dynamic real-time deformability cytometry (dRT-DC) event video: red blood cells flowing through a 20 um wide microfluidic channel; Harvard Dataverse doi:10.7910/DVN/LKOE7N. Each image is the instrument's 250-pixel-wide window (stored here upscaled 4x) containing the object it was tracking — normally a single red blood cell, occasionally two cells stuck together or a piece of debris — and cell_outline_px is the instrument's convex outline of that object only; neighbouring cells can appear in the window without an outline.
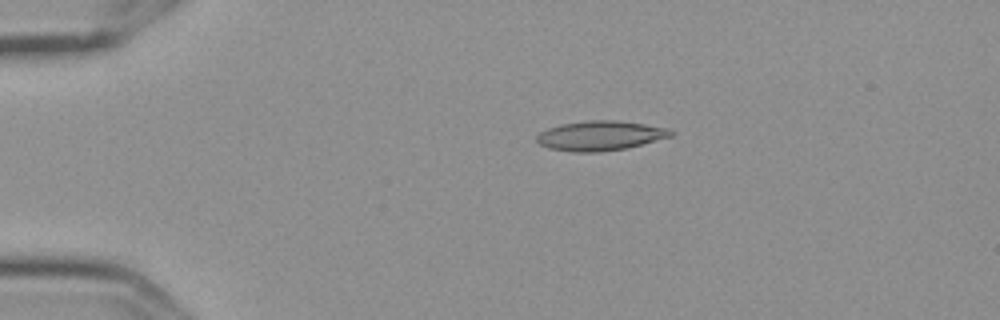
{"species": "Egyptian fruit bat (a non-hibernating species)", "species_latin": "Rousettus aegyptiacus", "temperature_condition": "cold", "stored_images_in_passage": 2, "camera_frame_rate_fps": 3000, "um_per_image_px": 0.085, "frame": {"image": 1, "passage_image": 1, "time_ms": 0.0, "image_size_px": [1000, 320], "cell_outline_px": [[672, 136], [628, 148], [600, 152], [572, 152], [548, 148], [540, 144], [536, 140], [536, 136], [540, 132], [548, 128], [560, 124], [588, 120], [616, 120], [644, 124], [668, 128], [672, 132]], "centroid_in_image_um": [50.99, 11.54], "position_along_channel_um": 34.0, "area_um2": 23.24}}